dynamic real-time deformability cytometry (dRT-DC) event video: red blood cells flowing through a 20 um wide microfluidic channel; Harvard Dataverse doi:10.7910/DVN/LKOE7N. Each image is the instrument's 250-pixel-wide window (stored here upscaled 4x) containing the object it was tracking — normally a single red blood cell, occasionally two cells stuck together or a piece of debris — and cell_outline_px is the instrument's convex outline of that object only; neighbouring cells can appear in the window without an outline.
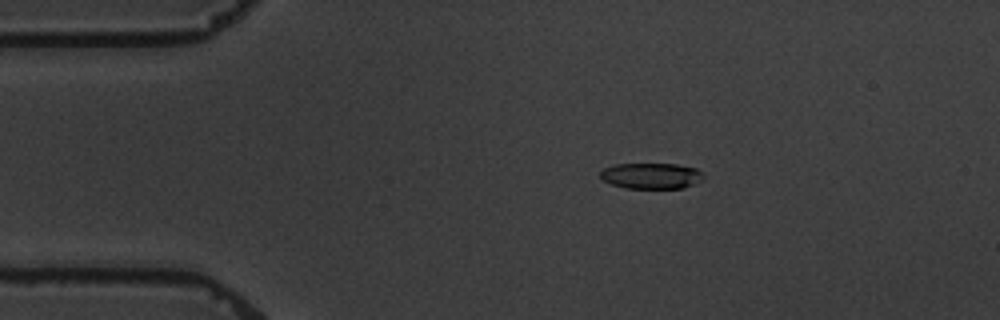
{"species": "common noctule bat (a hibernating species)", "species_latin": "Nyctalus noctula", "temperature_condition": "warm", "stored_images_in_passage": 6, "camera_frame_rate_fps": 3000, "um_per_image_px": 0.085, "animal": {"sex": "male", "body_mass_g": 19.5, "forearm_length_mm": 54.6}, "frame": {"image": 1, "passage_image": 4, "time_ms": 3.333, "image_size_px": [1000, 320], "cell_outline_px": [[704, 180], [684, 188], [624, 188], [612, 184], [604, 180], [600, 176], [600, 172], [604, 168], [616, 164], [676, 164], [696, 168], [704, 172]], "centroid_in_image_um": [55.41, 14.94], "position_along_channel_um": 29.6, "area_um2": 15.66}}
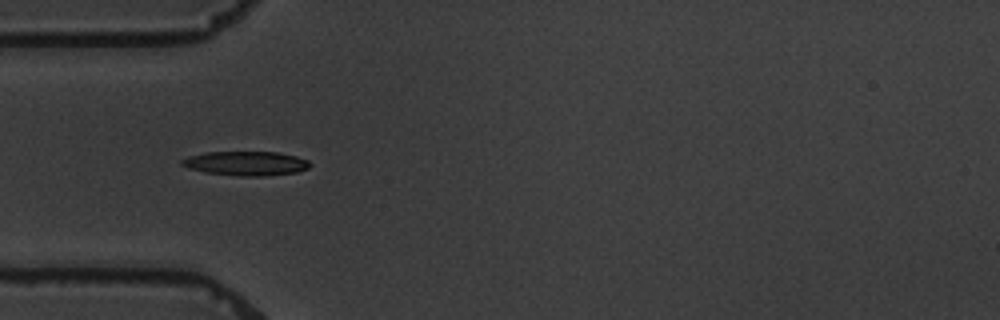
{"frame": {"image": 2, "passage_image": 6, "time_ms": 5.667, "image_size_px": [1000, 320], "cell_outline_px": [[312, 164], [308, 168], [296, 172], [260, 176], [240, 176], [204, 172], [188, 168], [180, 164], [180, 160], [188, 156], [204, 152], [276, 152], [296, 156], [308, 160]], "centroid_in_image_um": [20.87, 13.88], "position_along_channel_um": 64.1, "area_um2": 18.09}}